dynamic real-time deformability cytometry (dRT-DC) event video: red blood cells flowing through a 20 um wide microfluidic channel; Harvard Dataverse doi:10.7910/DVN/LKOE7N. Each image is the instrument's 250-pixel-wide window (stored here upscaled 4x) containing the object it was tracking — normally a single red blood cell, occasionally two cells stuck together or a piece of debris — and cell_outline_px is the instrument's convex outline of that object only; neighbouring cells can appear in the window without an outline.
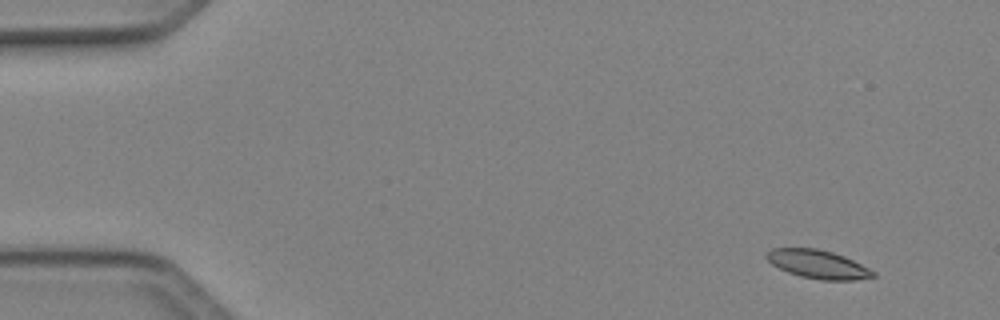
{"species": "Egyptian fruit bat (a non-hibernating species)", "species_latin": "Rousettus aegyptiacus", "temperature_condition": "cold", "stored_images_in_passage": 47, "camera_frame_rate_fps": 3000, "um_per_image_px": 0.085, "animal": {"sex": "female"}, "frame": {"image": 1, "passage_image": 1, "time_ms": 0.0, "image_size_px": [1000, 320], "cell_outline_px": [[876, 276], [856, 280], [820, 280], [800, 276], [788, 272], [772, 264], [764, 256], [764, 252], [772, 248], [816, 248], [832, 252], [844, 256], [876, 272]], "centroid_in_image_um": [69.5, 22.46], "position_along_channel_um": 15.5, "area_um2": 17.69}}
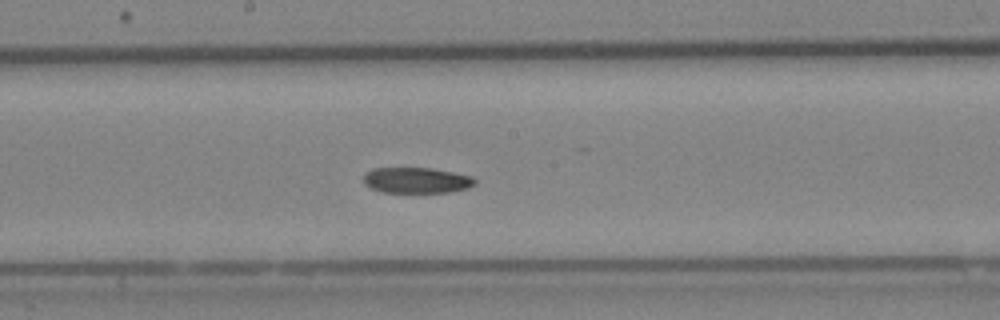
{"frame": {"image": 2, "passage_image": 24, "time_ms": 7.667, "image_size_px": [1000, 320], "cell_outline_px": [[476, 184], [468, 188], [448, 192], [384, 192], [372, 188], [364, 184], [364, 172], [372, 168], [432, 168], [472, 176], [476, 180]], "centroid_in_image_um": [35.4, 15.31], "position_along_channel_um": 212.8, "area_um2": 16.7}}
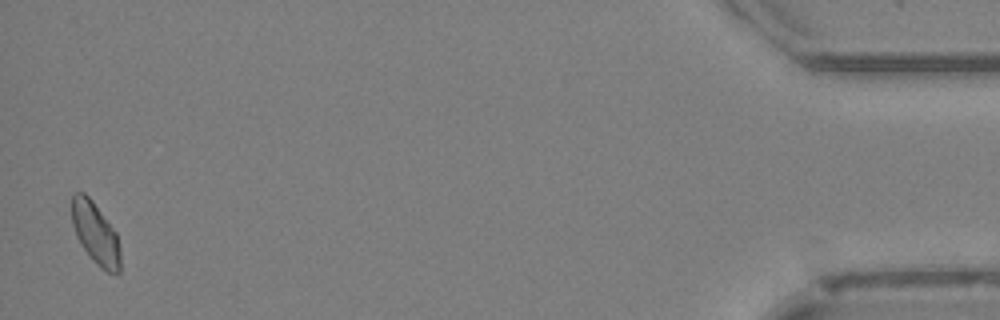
{"frame": {"image": 3, "passage_image": 46, "time_ms": 15.0, "image_size_px": [1000, 320], "cell_outline_px": [[120, 272], [108, 272], [100, 268], [96, 264], [80, 244], [76, 236], [72, 224], [72, 192], [84, 192], [92, 200], [116, 232], [120, 248]], "centroid_in_image_um": [8.1, 19.82], "position_along_channel_um": 427.1, "area_um2": 17.46}, "authors_computed_cell_mechanics": {"area_um2": 17.9758, "velocity_mm_per_s": 4.0996, "shape_relaxation_time_tau1_ms": 7.244, "shape_relaxation_time_tau2_ms": null, "deformation_change_tau1": 0.1099, "deformation_change_tau2": null}}